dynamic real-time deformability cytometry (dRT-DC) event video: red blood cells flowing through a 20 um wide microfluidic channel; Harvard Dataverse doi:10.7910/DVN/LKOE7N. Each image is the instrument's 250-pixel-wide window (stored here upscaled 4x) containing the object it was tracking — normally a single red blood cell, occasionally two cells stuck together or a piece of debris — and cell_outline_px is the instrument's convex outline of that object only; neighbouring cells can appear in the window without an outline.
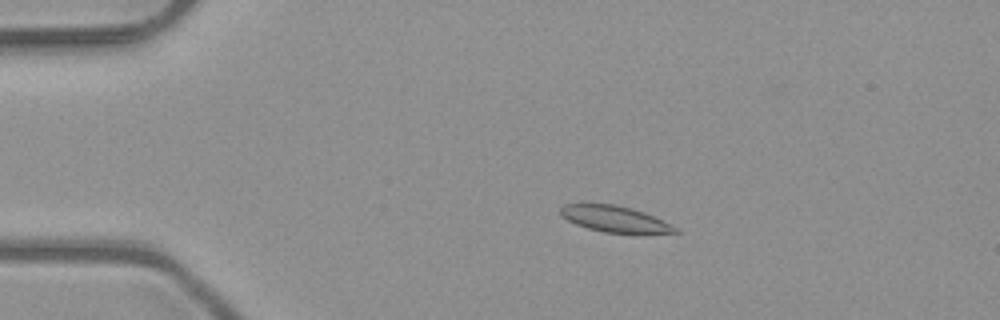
{"species": "common noctule bat (a hibernating species)", "species_latin": "Nyctalus noctula", "temperature_condition": "room temperature", "stored_images_in_passage": 4, "camera_frame_rate_fps": 3000, "um_per_image_px": 0.085, "animal": {"sex": "male", "body_mass_g": 23.1, "forearm_length_mm": 52.7}, "frame": {"image": 1, "passage_image": 2, "time_ms": 0.333, "image_size_px": [1000, 320], "cell_outline_px": [[680, 232], [640, 236], [604, 232], [588, 228], [576, 224], [560, 216], [560, 208], [564, 204], [616, 204], [632, 208], [644, 212], [672, 224], [680, 228]], "centroid_in_image_um": [52.38, 18.67], "position_along_channel_um": 32.6, "area_um2": 18.32}}
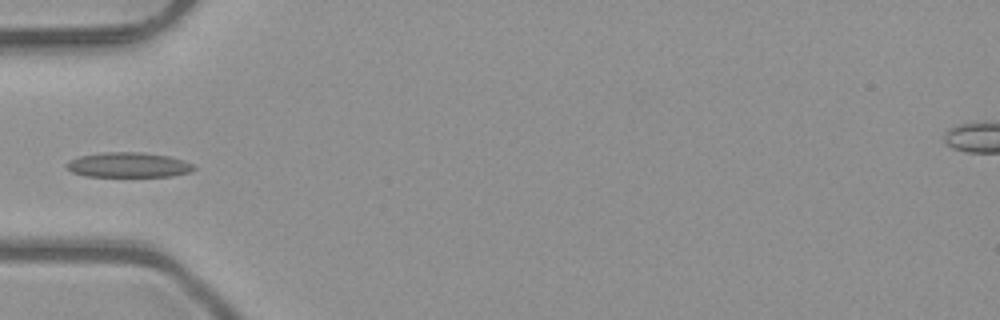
{"frame": {"image": 2, "passage_image": 4, "time_ms": 1.0, "image_size_px": [1000, 320], "cell_outline_px": [[196, 168], [192, 172], [172, 176], [88, 176], [72, 172], [64, 164], [68, 160], [80, 156], [104, 152], [144, 152], [168, 156], [184, 160], [192, 164]], "centroid_in_image_um": [10.93, 14.01], "position_along_channel_um": 74.1, "area_um2": 18.55}}